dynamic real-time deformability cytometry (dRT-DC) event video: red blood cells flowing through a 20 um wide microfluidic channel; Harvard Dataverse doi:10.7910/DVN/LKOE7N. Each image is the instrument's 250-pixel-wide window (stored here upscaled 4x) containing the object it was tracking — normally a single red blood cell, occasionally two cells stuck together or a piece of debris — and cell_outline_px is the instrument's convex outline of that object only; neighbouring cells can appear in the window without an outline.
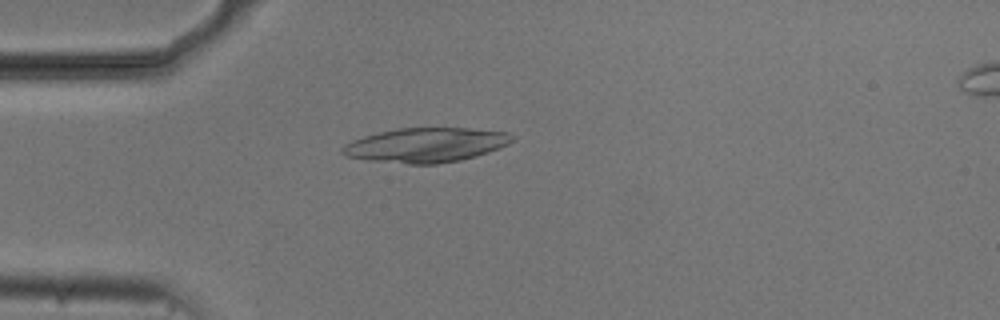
{"species": "common noctule bat (a hibernating species)", "species_latin": "Nyctalus noctula", "temperature_condition": "cold", "stored_images_in_passage": 23, "segment_of_instrument_passage": [1, 2], "camera_frame_rate_fps": 3000, "um_per_image_px": 0.085, "animal": {"sex": "male", "body_mass_g": 20.5, "forearm_length_mm": 52.5}, "frame": {"image": 1, "passage_image": 14, "time_ms": 4.333, "image_size_px": [1000, 320], "cell_outline_px": [[516, 136], [508, 144], [488, 152], [476, 156], [460, 160], [436, 164], [408, 164], [368, 160], [344, 156], [340, 152], [340, 148], [344, 144], [352, 140], [364, 136], [396, 128], [468, 128], [508, 132]], "centroid_in_image_um": [36.17, 12.33], "position_along_channel_um": 48.8, "area_um2": 34.22}}
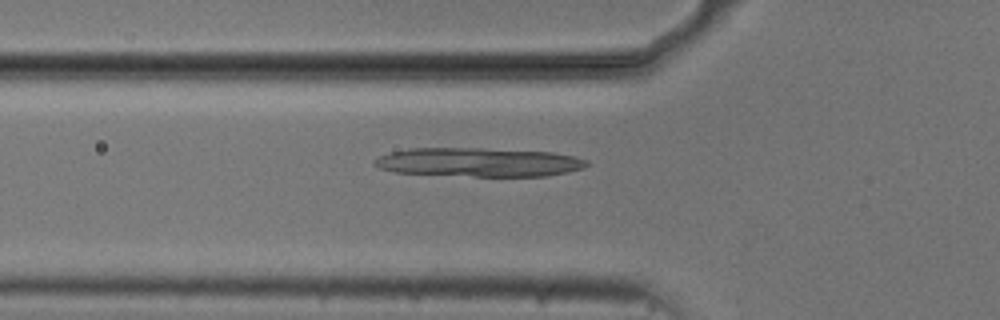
{"frame": {"image": 2, "passage_image": 18, "time_ms": 5.667, "image_size_px": [1000, 320], "cell_outline_px": [[588, 164], [584, 168], [568, 172], [544, 176], [476, 176], [396, 172], [380, 168], [372, 164], [372, 160], [380, 156], [392, 152], [408, 148], [480, 148], [552, 152], [576, 156], [588, 160]], "centroid_in_image_um": [40.72, 13.78], "position_along_channel_um": 85.1, "area_um2": 35.66}}
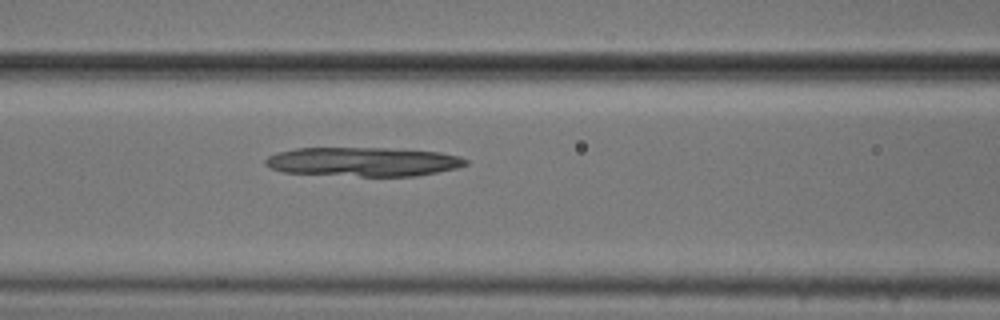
{"frame": {"image": 3, "passage_image": 22, "time_ms": 7.0, "image_size_px": [1000, 320], "cell_outline_px": [[468, 164], [456, 168], [416, 176], [360, 176], [284, 172], [272, 168], [264, 164], [264, 160], [268, 156], [276, 152], [296, 148], [384, 148], [440, 152], [460, 156], [468, 160]], "centroid_in_image_um": [30.87, 13.74], "position_along_channel_um": 135.7, "area_um2": 33.87}}